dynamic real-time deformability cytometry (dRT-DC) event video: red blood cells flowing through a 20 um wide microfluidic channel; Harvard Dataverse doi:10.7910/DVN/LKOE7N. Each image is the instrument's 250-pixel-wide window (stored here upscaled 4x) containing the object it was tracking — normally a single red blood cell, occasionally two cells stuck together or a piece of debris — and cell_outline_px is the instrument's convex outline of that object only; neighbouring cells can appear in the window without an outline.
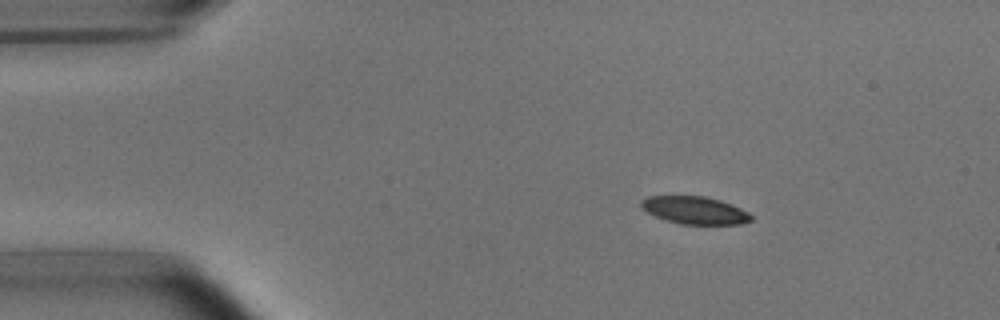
{"species": "common noctule bat (a hibernating species)", "species_latin": "Nyctalus noctula", "temperature_condition": "room temperature", "stored_images_in_passage": 53, "camera_frame_rate_fps": 3000, "um_per_image_px": 0.085, "animal": {"sex": "male", "body_mass_g": 15.6}, "frame": {"image": 1, "passage_image": 8, "time_ms": 2.333, "image_size_px": [1000, 320], "cell_outline_px": [[752, 220], [740, 224], [680, 224], [656, 216], [648, 212], [640, 204], [640, 200], [648, 196], [704, 196], [720, 200], [740, 208], [748, 212], [752, 216]], "centroid_in_image_um": [59.07, 17.87], "position_along_channel_um": 25.9, "area_um2": 17.46}}
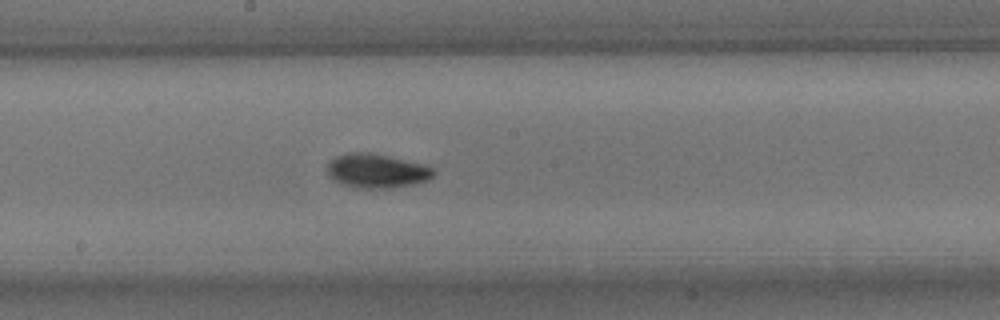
{"frame": {"image": 2, "passage_image": 28, "time_ms": 9.0, "image_size_px": [1000, 320], "cell_outline_px": [[436, 172], [428, 180], [412, 184], [392, 188], [360, 188], [344, 184], [336, 180], [328, 172], [328, 160], [336, 156], [348, 152], [368, 152], [428, 164]], "centroid_in_image_um": [32.06, 14.5], "position_along_channel_um": 216.1, "area_um2": 21.1}}
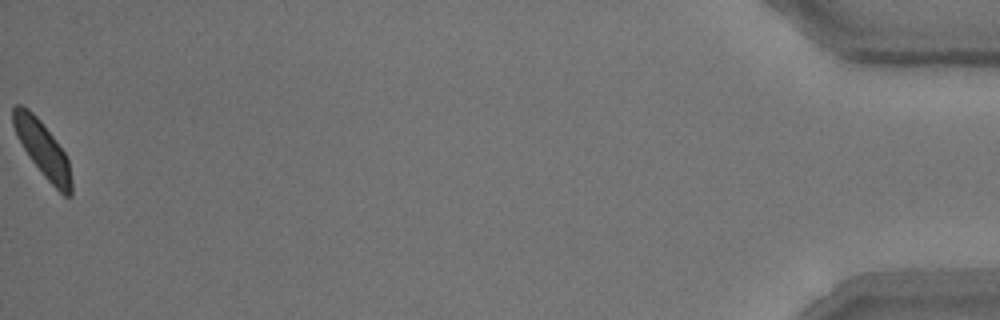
{"frame": {"image": 3, "passage_image": 53, "time_ms": 17.333, "image_size_px": [1000, 320], "cell_outline_px": [[72, 196], [64, 196], [44, 176], [32, 160], [24, 148], [12, 124], [12, 108], [16, 104], [20, 104], [28, 108], [40, 120], [64, 152], [68, 160], [72, 180]], "centroid_in_image_um": [3.63, 12.66], "position_along_channel_um": 431.6, "area_um2": 18.38}, "authors_computed_cell_mechanics": {"area_um2": 19.1896, "velocity_mm_per_s": 3.768, "shape_relaxation_time_tau1_ms": 2.6174, "shape_relaxation_time_tau2_ms": 2.3547, "deformation_change_tau1": 0.1103, "deformation_change_tau2": 0.0667}}